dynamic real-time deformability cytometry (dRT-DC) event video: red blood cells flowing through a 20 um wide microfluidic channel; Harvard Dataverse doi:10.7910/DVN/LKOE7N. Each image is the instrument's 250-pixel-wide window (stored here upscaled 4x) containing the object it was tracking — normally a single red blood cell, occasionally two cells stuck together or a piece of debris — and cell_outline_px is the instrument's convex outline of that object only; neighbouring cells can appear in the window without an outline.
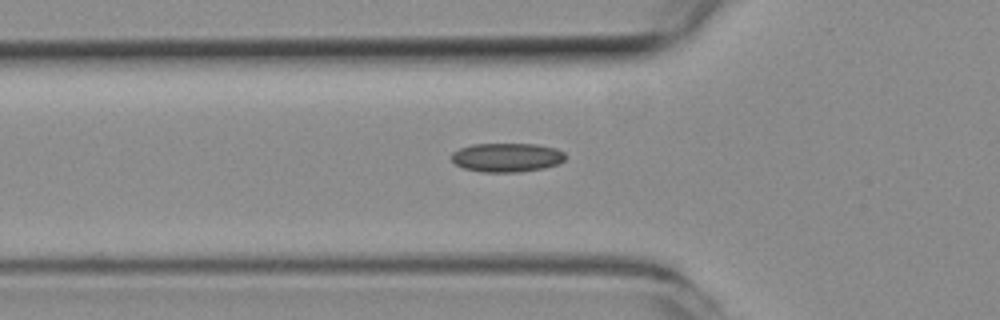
{"species": "common noctule bat (a hibernating species)", "species_latin": "Nyctalus noctula", "temperature_condition": "room temperature", "stored_images_in_passage": 39, "camera_frame_rate_fps": 3000, "um_per_image_px": 0.085, "animal": {"sex": "female", "body_mass_g": 19.3, "forearm_length_mm": 54.1}, "frame": {"image": 1, "passage_image": 7, "time_ms": 2.0, "image_size_px": [1000, 320], "cell_outline_px": [[564, 160], [556, 164], [544, 168], [520, 172], [480, 172], [464, 168], [456, 164], [452, 160], [452, 152], [460, 148], [472, 144], [536, 144], [556, 148], [564, 152]], "centroid_in_image_um": [43.07, 13.38], "position_along_channel_um": 82.7, "area_um2": 19.19}}
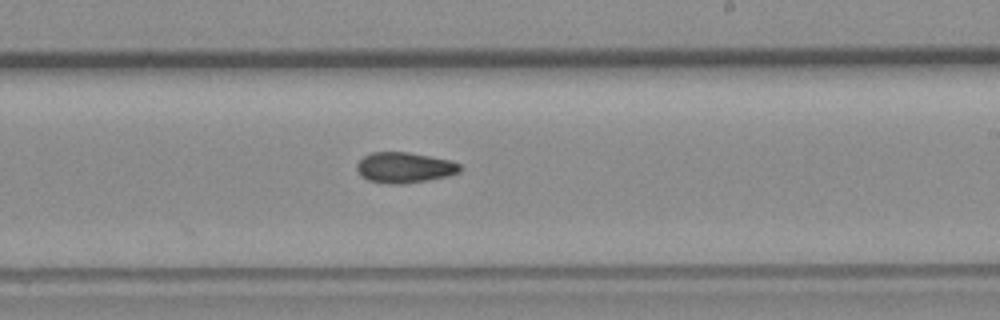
{"frame": {"image": 2, "passage_image": 20, "time_ms": 6.333, "image_size_px": [1000, 320], "cell_outline_px": [[460, 172], [448, 176], [428, 180], [404, 184], [388, 184], [368, 180], [360, 176], [356, 168], [356, 164], [364, 156], [372, 152], [408, 152], [452, 160], [460, 164]], "centroid_in_image_um": [34.37, 14.25], "position_along_channel_um": 254.6, "area_um2": 18.55}}
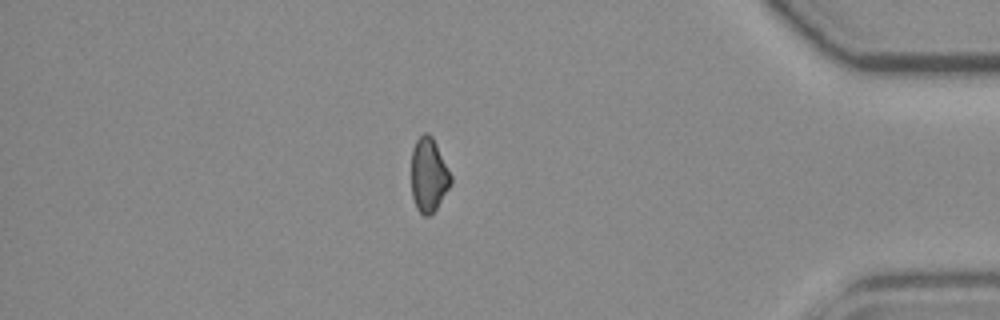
{"frame": {"image": 3, "passage_image": 34, "time_ms": 11.0, "image_size_px": [1000, 320], "cell_outline_px": [[452, 184], [436, 208], [428, 216], [424, 216], [416, 208], [412, 196], [412, 148], [416, 140], [424, 132], [428, 132], [432, 136], [452, 176]], "centroid_in_image_um": [36.44, 14.86], "position_along_channel_um": 398.8, "area_um2": 16.99}}